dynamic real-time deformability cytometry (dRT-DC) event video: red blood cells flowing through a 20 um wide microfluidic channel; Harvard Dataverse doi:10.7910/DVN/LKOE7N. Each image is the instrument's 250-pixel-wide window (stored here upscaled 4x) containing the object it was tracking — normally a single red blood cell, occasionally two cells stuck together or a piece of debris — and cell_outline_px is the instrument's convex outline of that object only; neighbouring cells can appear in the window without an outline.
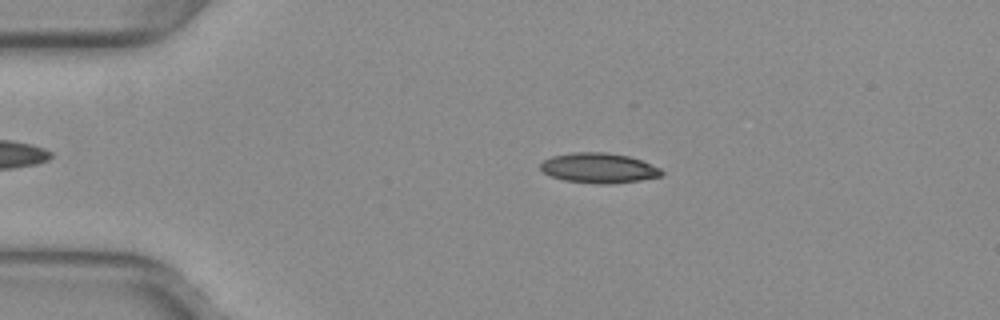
{"species": "common noctule bat (a hibernating species)", "species_latin": "Nyctalus noctula", "temperature_condition": "warm", "stored_images_in_passage": 40, "camera_frame_rate_fps": 3000, "um_per_image_px": 0.085, "animal": {"sex": "female", "body_mass_g": 29.2, "forearm_length_mm": 56.3}, "frame": {"image": 1, "passage_image": 9, "time_ms": 2.667, "image_size_px": [1000, 320], "cell_outline_px": [[664, 172], [660, 176], [640, 180], [608, 184], [596, 184], [564, 180], [552, 176], [544, 172], [540, 168], [540, 164], [544, 160], [552, 156], [572, 152], [604, 152], [628, 156], [640, 160], [660, 168]], "centroid_in_image_um": [50.88, 14.28], "position_along_channel_um": 34.1, "area_um2": 21.04}}
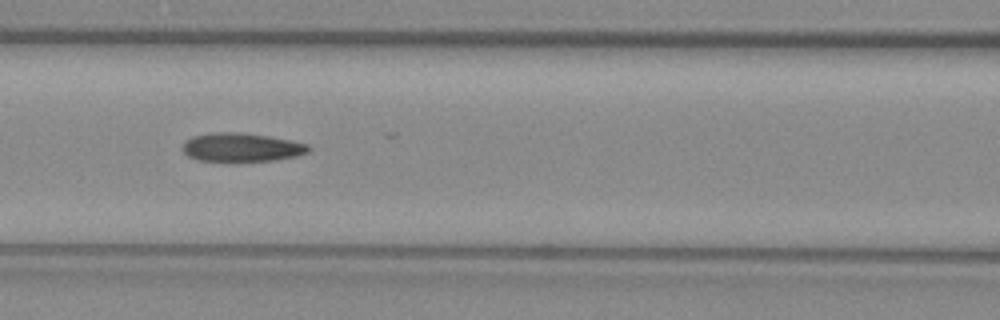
{"frame": {"image": 2, "passage_image": 21, "time_ms": 6.667, "image_size_px": [1000, 320], "cell_outline_px": [[312, 148], [308, 152], [296, 156], [272, 160], [236, 164], [196, 160], [188, 156], [184, 152], [184, 140], [192, 136], [216, 132], [236, 132], [268, 136], [308, 144]], "centroid_in_image_um": [20.49, 12.57], "position_along_channel_um": 146.1, "area_um2": 21.68}}
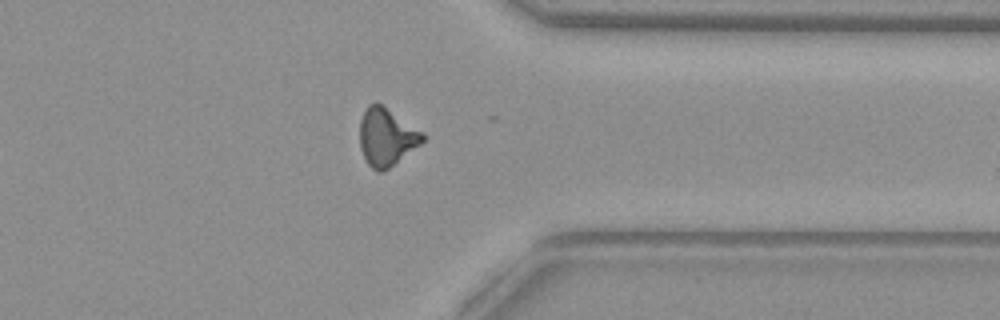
{"frame": {"image": 3, "passage_image": 39, "time_ms": 12.667, "image_size_px": [1000, 320], "cell_outline_px": [[428, 136], [420, 144], [384, 172], [376, 172], [368, 164], [360, 148], [360, 120], [368, 104], [380, 104], [424, 132]], "centroid_in_image_um": [32.86, 11.67], "position_along_channel_um": 378.5, "area_um2": 20.98}, "authors_computed_cell_mechanics": {"area_um2": 20.7502, "velocity_mm_per_s": 3.9743, "shape_relaxation_time_tau1_ms": null, "shape_relaxation_time_tau2_ms": 2.6501, "deformation_change_tau1": null, "deformation_change_tau2": 0.1163}}